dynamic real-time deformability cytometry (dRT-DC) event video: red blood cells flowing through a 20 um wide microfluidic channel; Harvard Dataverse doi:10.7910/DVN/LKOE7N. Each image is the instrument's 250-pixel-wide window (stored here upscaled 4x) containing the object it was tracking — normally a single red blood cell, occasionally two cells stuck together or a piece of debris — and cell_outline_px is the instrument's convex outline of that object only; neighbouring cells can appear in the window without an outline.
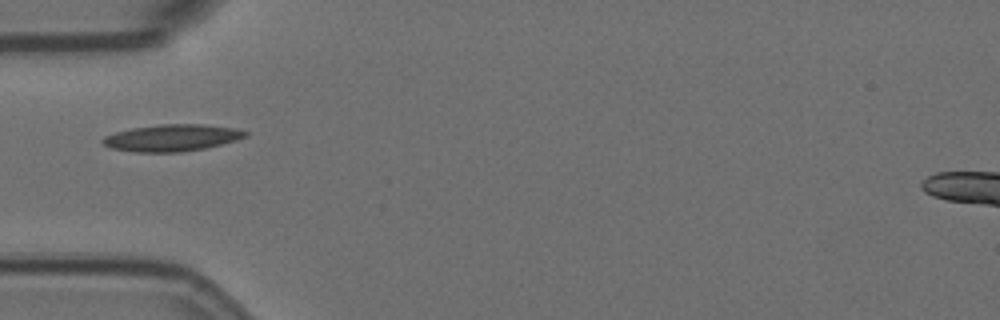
{"species": "Egyptian fruit bat (a non-hibernating species)", "species_latin": "Rousettus aegyptiacus", "temperature_condition": "room temperature", "stored_images_in_passage": 1, "camera_frame_rate_fps": 3000, "um_per_image_px": 0.085, "animal": {"sex": "female"}, "frame": {"image": 1, "passage_image": 1, "time_ms": 0.0, "image_size_px": [1000, 320], "cell_outline_px": [[248, 136], [236, 140], [204, 148], [180, 152], [136, 152], [112, 148], [104, 144], [100, 140], [104, 136], [116, 132], [132, 128], [160, 124], [204, 124], [232, 128], [248, 132]], "centroid_in_image_um": [14.6, 11.71], "position_along_channel_um": 70.4, "area_um2": 22.08}}